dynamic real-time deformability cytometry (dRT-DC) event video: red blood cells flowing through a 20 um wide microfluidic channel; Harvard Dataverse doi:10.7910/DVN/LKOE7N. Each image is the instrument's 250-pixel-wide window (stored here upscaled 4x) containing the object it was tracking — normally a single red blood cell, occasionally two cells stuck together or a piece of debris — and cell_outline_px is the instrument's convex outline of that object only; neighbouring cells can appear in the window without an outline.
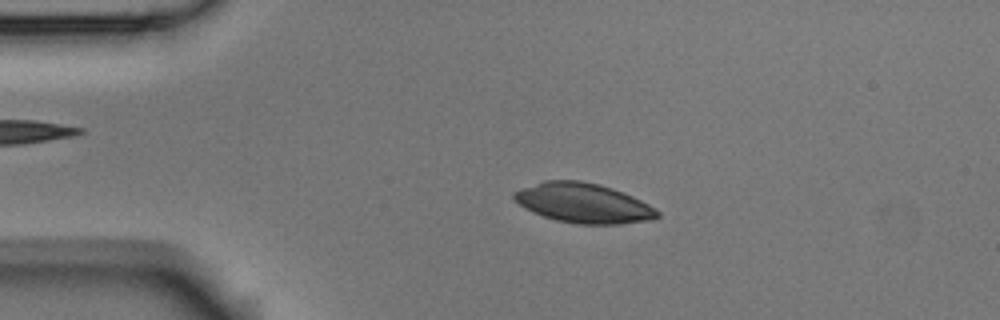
{"species": "Egyptian fruit bat (a non-hibernating species)", "species_latin": "Rousettus aegyptiacus", "temperature_condition": "room temperature", "stored_images_in_passage": 53, "camera_frame_rate_fps": 3000, "um_per_image_px": 0.085, "animal": {"sex": "male"}, "frame": {"image": 1, "passage_image": 11, "time_ms": 3.333, "image_size_px": [1000, 320], "cell_outline_px": [[660, 216], [652, 220], [620, 224], [576, 224], [556, 220], [532, 212], [524, 208], [512, 196], [512, 192], [520, 188], [544, 180], [580, 180], [600, 184], [612, 188], [632, 196], [656, 208], [660, 212]], "centroid_in_image_um": [49.58, 17.26], "position_along_channel_um": 35.4, "area_um2": 33.35}}
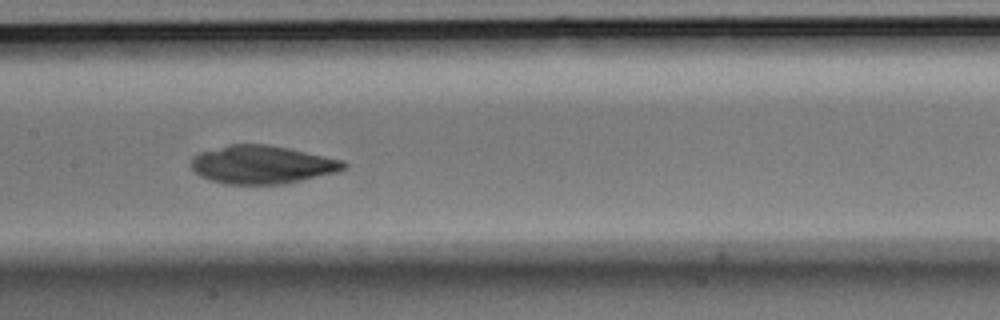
{"frame": {"image": 2, "passage_image": 26, "time_ms": 8.333, "image_size_px": [1000, 320], "cell_outline_px": [[348, 168], [336, 172], [300, 180], [280, 184], [224, 184], [200, 176], [192, 168], [192, 156], [200, 152], [228, 144], [264, 144], [288, 148], [344, 160], [348, 164]], "centroid_in_image_um": [22.28, 13.98], "position_along_channel_um": 185.1, "area_um2": 33.81}}
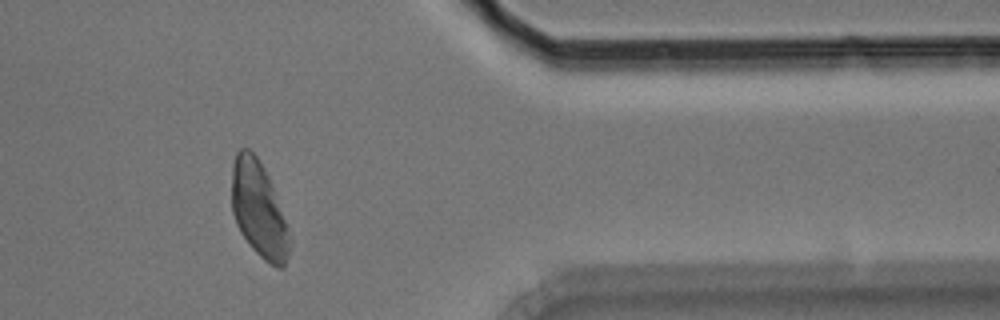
{"frame": {"image": 3, "passage_image": 44, "time_ms": 14.333, "image_size_px": [1000, 320], "cell_outline_px": [[288, 256], [284, 268], [280, 268], [264, 260], [248, 244], [240, 232], [236, 224], [232, 212], [232, 164], [236, 152], [240, 148], [248, 148], [256, 156], [272, 188], [284, 220], [288, 236]], "centroid_in_image_um": [21.93, 17.82], "position_along_channel_um": 389.5, "area_um2": 31.21}}